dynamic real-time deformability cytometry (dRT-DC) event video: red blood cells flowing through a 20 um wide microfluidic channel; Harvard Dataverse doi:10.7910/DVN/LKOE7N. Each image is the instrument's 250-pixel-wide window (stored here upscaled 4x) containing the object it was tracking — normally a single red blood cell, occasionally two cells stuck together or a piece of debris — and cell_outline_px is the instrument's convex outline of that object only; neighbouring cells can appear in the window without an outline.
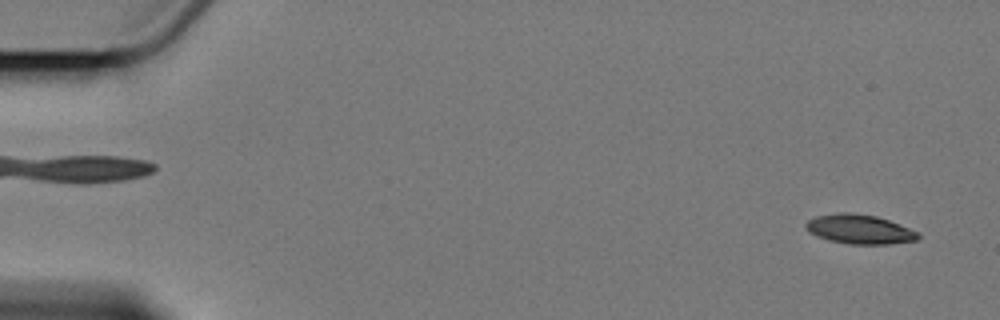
{"species": "Egyptian fruit bat (a non-hibernating species)", "species_latin": "Rousettus aegyptiacus", "temperature_condition": "cold", "stored_images_in_passage": 3, "camera_frame_rate_fps": 3000, "um_per_image_px": 0.085, "animal": {"sex": "female"}, "frame": {"image": 1, "passage_image": 1, "time_ms": 0.0, "image_size_px": [1000, 320], "cell_outline_px": [[920, 236], [916, 240], [888, 244], [848, 244], [828, 240], [816, 236], [808, 232], [804, 224], [808, 220], [816, 216], [844, 212], [848, 212], [876, 216], [888, 220], [908, 228], [916, 232]], "centroid_in_image_um": [73.0, 19.49], "position_along_channel_um": 12.0, "area_um2": 19.02}}